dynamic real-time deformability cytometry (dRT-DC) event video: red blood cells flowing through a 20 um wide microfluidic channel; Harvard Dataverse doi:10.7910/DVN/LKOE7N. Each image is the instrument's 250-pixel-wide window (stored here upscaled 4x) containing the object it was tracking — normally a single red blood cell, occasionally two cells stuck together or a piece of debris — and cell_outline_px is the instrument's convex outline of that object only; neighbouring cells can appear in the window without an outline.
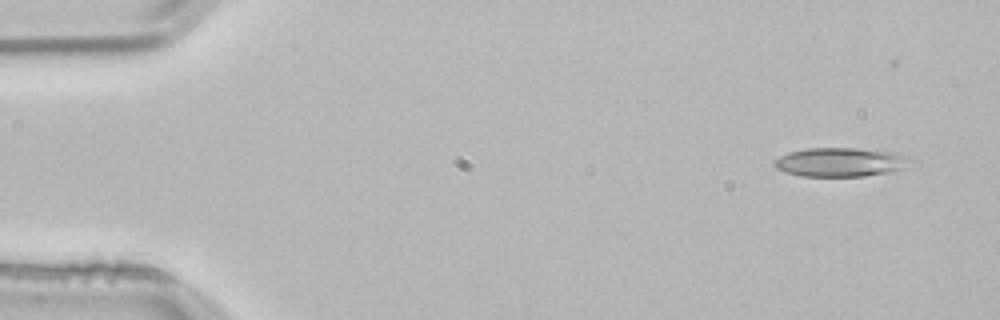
{"species": "common noctule bat (a hibernating species)", "species_latin": "Nyctalus noctula", "temperature_condition": "room temperature", "stored_images_in_passage": 3, "camera_frame_rate_fps": 3000, "um_per_image_px": 0.085, "animal": {"sex": "male", "body_mass_g": 21.5, "forearm_length_mm": 52.0}, "frame": {"image": 1, "passage_image": 1, "time_ms": 0.0, "image_size_px": [1000, 320], "cell_outline_px": [[920, 164], [892, 172], [864, 176], [800, 176], [776, 168], [772, 164], [780, 156], [788, 152], [808, 148], [856, 148], [896, 152], [912, 156], [920, 160]], "centroid_in_image_um": [71.66, 13.78], "position_along_channel_um": 13.3, "area_um2": 23.76}}
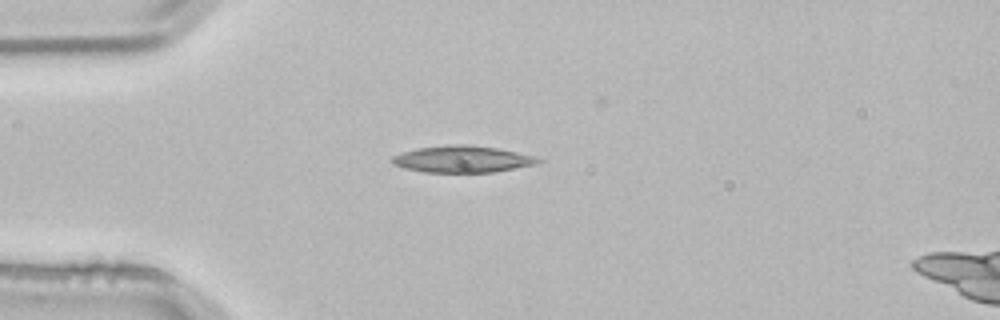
{"frame": {"image": 2, "passage_image": 3, "time_ms": 0.667, "image_size_px": [1000, 320], "cell_outline_px": [[540, 160], [536, 164], [492, 172], [424, 172], [404, 168], [392, 164], [392, 156], [416, 148], [448, 144], [468, 144], [500, 148], [536, 156]], "centroid_in_image_um": [39.29, 13.51], "position_along_channel_um": 45.7, "area_um2": 22.77}}